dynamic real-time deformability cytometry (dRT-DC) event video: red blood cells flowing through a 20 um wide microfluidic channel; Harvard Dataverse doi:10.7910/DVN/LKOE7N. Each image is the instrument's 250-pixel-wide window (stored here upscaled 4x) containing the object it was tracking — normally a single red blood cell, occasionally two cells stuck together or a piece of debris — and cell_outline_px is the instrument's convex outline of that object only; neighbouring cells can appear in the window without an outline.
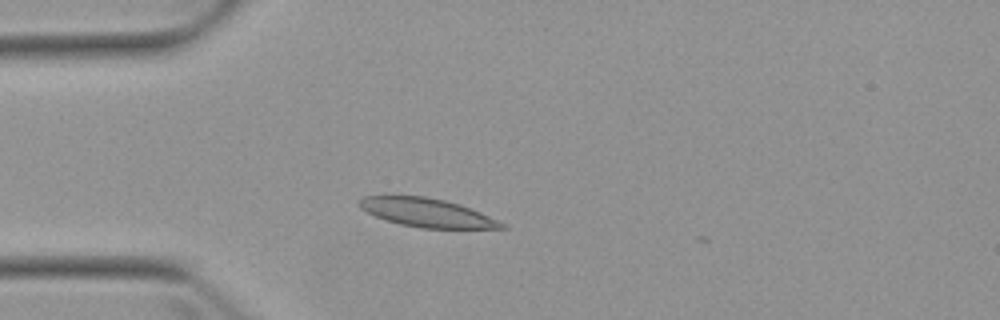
{"species": "Egyptian fruit bat (a non-hibernating species)", "species_latin": "Rousettus aegyptiacus", "temperature_condition": "warm", "stored_images_in_passage": 3, "camera_frame_rate_fps": 3000, "um_per_image_px": 0.085, "animal": {"sex": "female"}, "frame": {"image": 1, "passage_image": 2, "time_ms": 1.333, "image_size_px": [1000, 320], "cell_outline_px": [[508, 228], [420, 228], [400, 224], [384, 220], [360, 208], [356, 204], [364, 196], [424, 196], [444, 200], [460, 204], [480, 212], [504, 224]], "centroid_in_image_um": [36.24, 18.07], "position_along_channel_um": 48.8, "area_um2": 23.47}}